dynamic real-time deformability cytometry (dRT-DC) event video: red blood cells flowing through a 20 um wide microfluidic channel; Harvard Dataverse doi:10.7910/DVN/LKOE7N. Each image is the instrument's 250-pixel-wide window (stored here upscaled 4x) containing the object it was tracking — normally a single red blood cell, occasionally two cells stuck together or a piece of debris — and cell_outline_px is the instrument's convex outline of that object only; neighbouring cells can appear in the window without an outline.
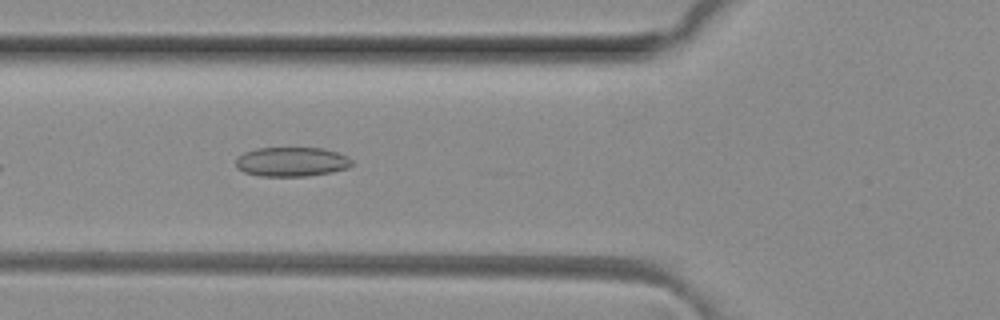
{"species": "common noctule bat (a hibernating species)", "species_latin": "Nyctalus noctula", "temperature_condition": "room temperature", "stored_images_in_passage": 7, "camera_frame_rate_fps": 3000, "um_per_image_px": 0.085, "animal": {"sex": "female", "body_mass_g": 29.2, "forearm_length_mm": 56.3}, "frame": {"image": 1, "passage_image": 6, "time_ms": 1.667, "image_size_px": [1000, 320], "cell_outline_px": [[352, 164], [348, 168], [332, 172], [304, 176], [260, 176], [244, 172], [236, 168], [236, 156], [244, 152], [256, 148], [324, 148], [348, 156], [352, 160]], "centroid_in_image_um": [24.77, 13.75], "position_along_channel_um": 101.0, "area_um2": 20.0}}
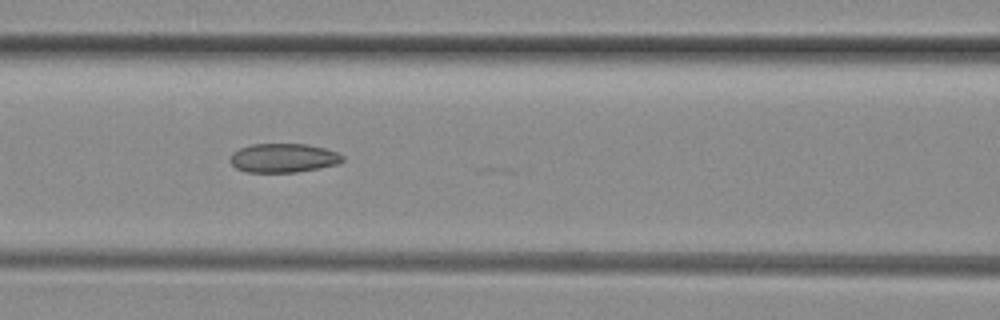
{"frame": {"image": 2, "passage_image": 7, "time_ms": 2.0, "image_size_px": [1000, 320], "cell_outline_px": [[344, 160], [340, 164], [320, 168], [296, 172], [244, 172], [236, 168], [228, 160], [232, 152], [240, 148], [252, 144], [308, 144], [324, 148], [336, 152], [344, 156]], "centroid_in_image_um": [24.08, 13.43], "position_along_channel_um": 142.5, "area_um2": 19.19}}